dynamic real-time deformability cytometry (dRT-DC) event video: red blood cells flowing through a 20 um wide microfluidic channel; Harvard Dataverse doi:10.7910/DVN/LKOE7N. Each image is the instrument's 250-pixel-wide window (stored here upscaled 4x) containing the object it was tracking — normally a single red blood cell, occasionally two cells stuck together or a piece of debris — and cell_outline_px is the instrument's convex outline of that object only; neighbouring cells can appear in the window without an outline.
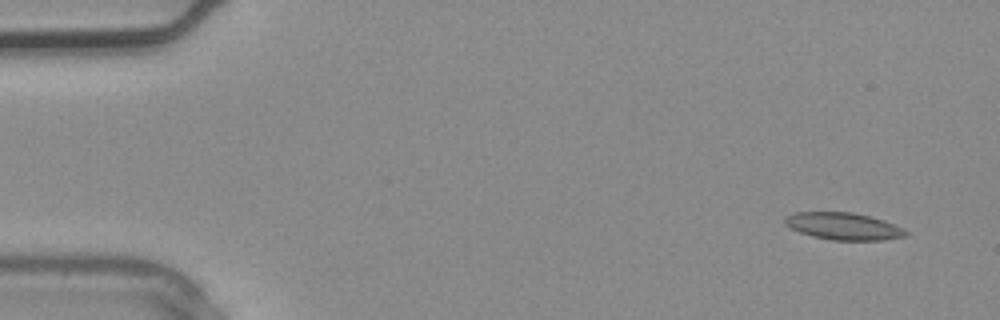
{"species": "common noctule bat (a hibernating species)", "species_latin": "Nyctalus noctula", "temperature_condition": "warm", "stored_images_in_passage": 3, "camera_frame_rate_fps": 3000, "um_per_image_px": 0.085, "animal": {"sex": "male", "body_mass_g": 20.4}, "frame": {"image": 1, "passage_image": 1, "time_ms": 0.0, "image_size_px": [1000, 320], "cell_outline_px": [[908, 236], [884, 240], [832, 240], [812, 236], [800, 232], [784, 224], [784, 216], [796, 212], [852, 212], [884, 220], [904, 228], [908, 232]], "centroid_in_image_um": [71.71, 19.23], "position_along_channel_um": 13.3, "area_um2": 19.19}}
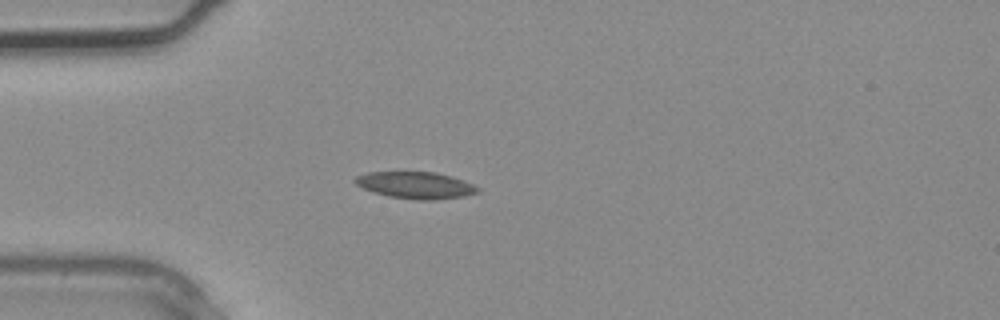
{"frame": {"image": 2, "passage_image": 3, "time_ms": 0.667, "image_size_px": [1000, 320], "cell_outline_px": [[480, 192], [464, 196], [436, 200], [416, 200], [388, 196], [372, 192], [356, 184], [352, 180], [356, 176], [368, 172], [436, 172], [452, 176], [464, 180], [480, 188]], "centroid_in_image_um": [35.34, 15.74], "position_along_channel_um": 49.7, "area_um2": 19.31}}